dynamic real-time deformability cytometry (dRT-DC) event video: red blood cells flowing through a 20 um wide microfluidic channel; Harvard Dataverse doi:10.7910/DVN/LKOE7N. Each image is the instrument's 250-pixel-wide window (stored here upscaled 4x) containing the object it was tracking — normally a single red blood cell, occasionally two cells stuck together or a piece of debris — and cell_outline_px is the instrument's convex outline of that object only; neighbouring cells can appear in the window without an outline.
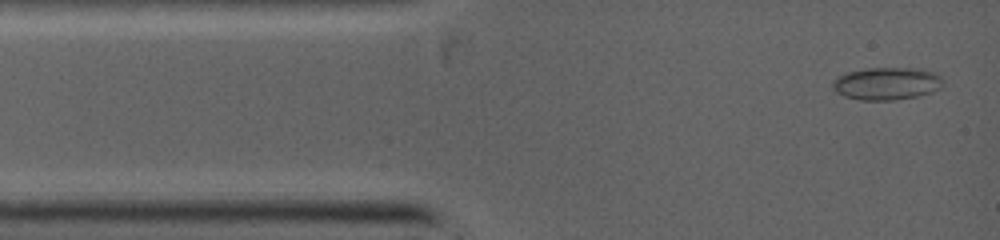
{"species": "common noctule bat (a hibernating species)", "species_latin": "Nyctalus noctula", "temperature_condition": "warm", "stored_images_in_passage": 3, "camera_frame_rate_fps": 5000, "um_per_image_px": 0.085, "animal": {"sex": "female", "body_mass_g": 19.0, "forearm_length_mm": 53.3}, "frame": {"image": 1, "passage_image": 1, "time_ms": 0.0, "image_size_px": [1000, 240], "cell_outline_px": [[944, 84], [940, 88], [932, 92], [916, 96], [896, 100], [860, 100], [844, 96], [836, 92], [832, 88], [832, 80], [836, 76], [844, 72], [868, 68], [924, 68], [936, 72], [944, 80]], "centroid_in_image_um": [75.37, 7.09], "position_along_channel_um": 9.6, "area_um2": 21.44}}
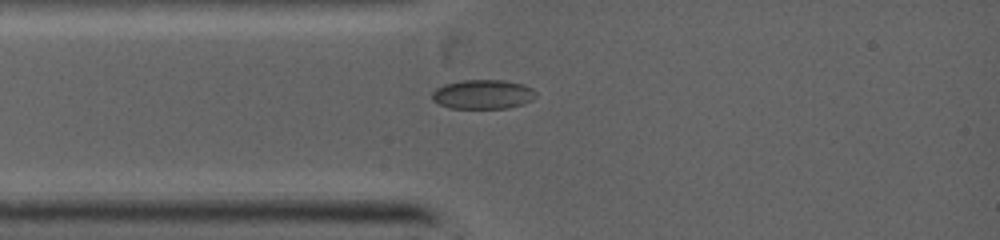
{"frame": {"image": 2, "passage_image": 3, "time_ms": 1.8, "image_size_px": [1000, 240], "cell_outline_px": [[536, 96], [532, 100], [508, 108], [452, 108], [440, 104], [432, 100], [432, 92], [436, 88], [444, 84], [460, 80], [504, 80], [524, 84], [532, 88], [536, 92]], "centroid_in_image_um": [41.04, 8.0], "position_along_channel_um": 44.0, "area_um2": 17.74}}